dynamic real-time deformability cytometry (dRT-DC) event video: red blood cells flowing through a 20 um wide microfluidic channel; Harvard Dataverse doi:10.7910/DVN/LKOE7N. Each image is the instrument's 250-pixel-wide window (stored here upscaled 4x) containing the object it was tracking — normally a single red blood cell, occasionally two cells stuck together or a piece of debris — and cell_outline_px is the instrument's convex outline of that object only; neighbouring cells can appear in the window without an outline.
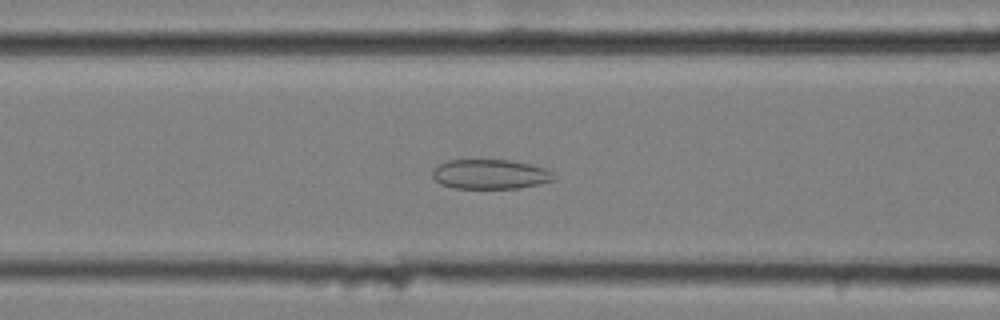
{"species": "common noctule bat (a hibernating species)", "species_latin": "Nyctalus noctula", "temperature_condition": "cold", "stored_images_in_passage": 57, "camera_frame_rate_fps": 3000, "um_per_image_px": 0.085, "animal": {"sex": "female", "body_mass_g": 25.1}, "frame": {"image": 1, "passage_image": 23, "time_ms": 7.333, "image_size_px": [1000, 320], "cell_outline_px": [[556, 180], [540, 184], [520, 188], [452, 188], [440, 184], [432, 176], [432, 168], [448, 160], [512, 160], [544, 168], [552, 172], [556, 176]], "centroid_in_image_um": [41.67, 14.81], "position_along_channel_um": 124.9, "area_um2": 21.1}}
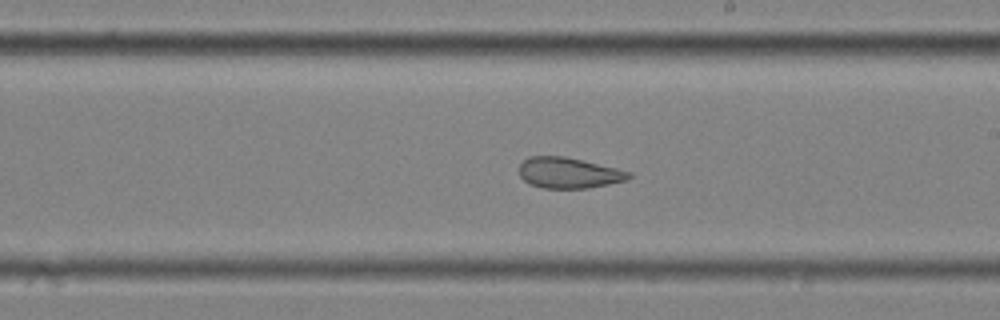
{"frame": {"image": 2, "passage_image": 33, "time_ms": 10.667, "image_size_px": [1000, 320], "cell_outline_px": [[632, 176], [624, 180], [608, 184], [588, 188], [540, 188], [524, 180], [520, 176], [520, 164], [528, 156], [564, 156], [616, 168], [632, 172]], "centroid_in_image_um": [48.32, 14.69], "position_along_channel_um": 240.7, "area_um2": 19.48}}
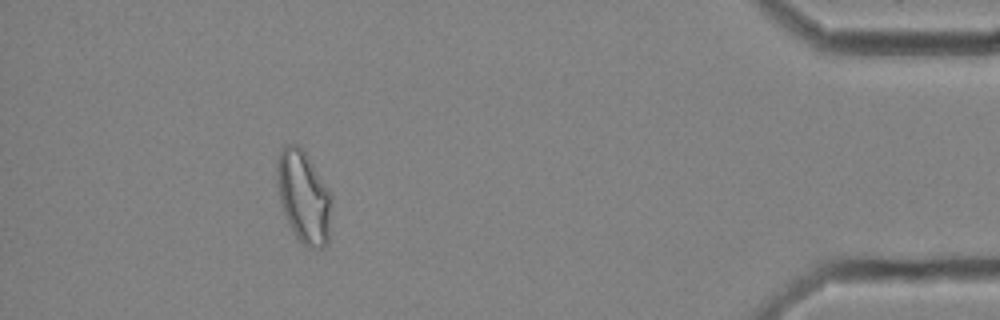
{"frame": {"image": 3, "passage_image": 52, "time_ms": 17.0, "image_size_px": [1000, 320], "cell_outline_px": [[332, 200], [328, 244], [324, 248], [312, 248], [304, 244], [296, 236], [284, 212], [280, 200], [276, 180], [276, 160], [280, 148], [284, 144], [296, 144], [304, 148], [328, 188], [332, 196]], "centroid_in_image_um": [25.82, 16.66], "position_along_channel_um": 409.4, "area_um2": 29.71}, "authors_computed_cell_mechanics": {"area_um2": 26.5302, "velocity_mm_per_s": 3.4843, "shape_relaxation_time_tau1_ms": null, "shape_relaxation_time_tau2_ms": 2.1933, "deformation_change_tau1": null, "deformation_change_tau2": 0.094}}